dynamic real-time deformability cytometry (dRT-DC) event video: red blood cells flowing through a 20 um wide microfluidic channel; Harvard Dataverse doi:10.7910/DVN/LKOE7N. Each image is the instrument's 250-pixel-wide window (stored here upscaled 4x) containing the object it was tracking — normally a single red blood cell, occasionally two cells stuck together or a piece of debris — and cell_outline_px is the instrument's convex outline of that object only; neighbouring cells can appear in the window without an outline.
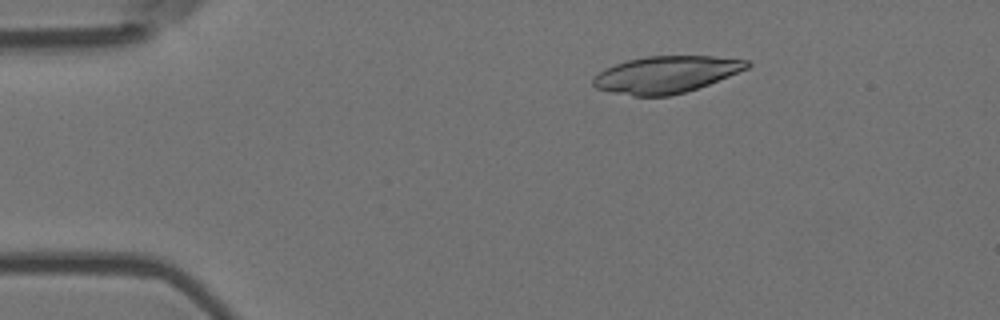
{"species": "Egyptian fruit bat (a non-hibernating species)", "species_latin": "Rousettus aegyptiacus", "temperature_condition": "room temperature", "stored_images_in_passage": 4, "camera_frame_rate_fps": 3000, "um_per_image_px": 0.085, "animal": {"sex": "female"}, "frame": {"image": 1, "passage_image": 3, "time_ms": 0.667, "image_size_px": [1000, 320], "cell_outline_px": [[752, 64], [748, 68], [708, 84], [684, 92], [668, 96], [632, 96], [612, 92], [596, 88], [592, 84], [592, 80], [604, 68], [628, 60], [648, 56], [712, 56], [748, 60]], "centroid_in_image_um": [56.61, 6.33], "position_along_channel_um": 28.4, "area_um2": 32.77}}